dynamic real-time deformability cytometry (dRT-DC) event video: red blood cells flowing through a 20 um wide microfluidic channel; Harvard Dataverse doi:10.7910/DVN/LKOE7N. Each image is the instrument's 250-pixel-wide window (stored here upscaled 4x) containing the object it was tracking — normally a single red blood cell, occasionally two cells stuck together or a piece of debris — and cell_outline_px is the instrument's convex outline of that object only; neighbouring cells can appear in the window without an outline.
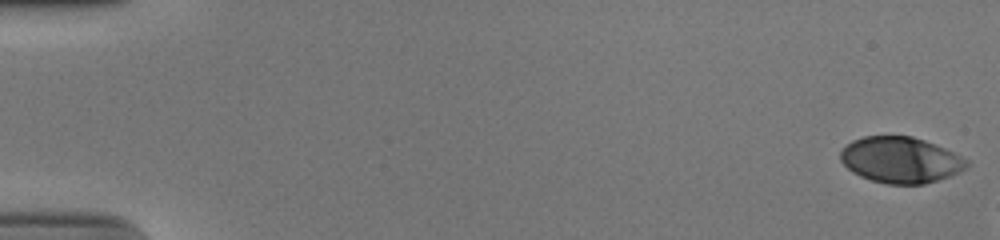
{"species": "human", "species_latin": "Homo sapiens", "temperature_condition": "cold", "stored_images_in_passage": 9, "camera_frame_rate_fps": 3000, "um_per_image_px": 0.085, "donor": {"sex": "male"}, "frame": {"image": 1, "passage_image": 1, "time_ms": 0.0, "image_size_px": [1000, 240], "cell_outline_px": [[968, 168], [960, 172], [924, 184], [888, 184], [872, 180], [860, 176], [852, 172], [840, 160], [840, 152], [852, 140], [864, 136], [912, 136], [924, 140], [944, 148], [968, 160]], "centroid_in_image_um": [76.54, 13.59], "position_along_channel_um": 8.5, "area_um2": 33.64}}